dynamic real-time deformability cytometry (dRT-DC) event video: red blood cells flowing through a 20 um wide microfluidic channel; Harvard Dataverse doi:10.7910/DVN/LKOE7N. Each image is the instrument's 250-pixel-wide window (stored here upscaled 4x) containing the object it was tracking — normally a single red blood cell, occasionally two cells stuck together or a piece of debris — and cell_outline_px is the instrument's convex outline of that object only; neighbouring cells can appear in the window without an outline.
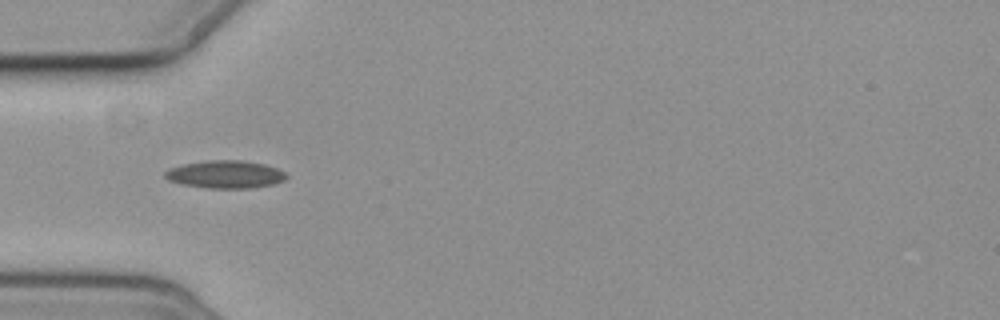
{"species": "common noctule bat (a hibernating species)", "species_latin": "Nyctalus noctula", "temperature_condition": "cold", "stored_images_in_passage": 9, "camera_frame_rate_fps": 3000, "um_per_image_px": 0.085, "animal": {"sex": "female", "body_mass_g": 19.3, "forearm_length_mm": 54.1}, "frame": {"image": 1, "passage_image": 6, "time_ms": 6.0, "image_size_px": [1000, 320], "cell_outline_px": [[288, 176], [284, 180], [272, 184], [252, 188], [208, 188], [180, 184], [168, 180], [164, 176], [164, 172], [168, 168], [184, 164], [208, 160], [244, 160], [264, 164], [276, 168], [284, 172]], "centroid_in_image_um": [19.12, 14.82], "position_along_channel_um": 65.9, "area_um2": 19.65}}
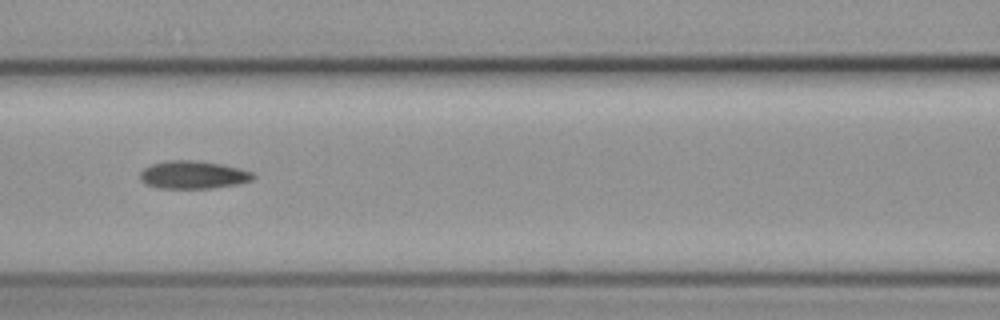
{"frame": {"image": 2, "passage_image": 8, "time_ms": 8.333, "image_size_px": [1000, 320], "cell_outline_px": [[256, 176], [252, 180], [236, 184], [212, 188], [160, 188], [144, 184], [140, 180], [140, 172], [144, 168], [152, 164], [168, 160], [196, 160], [220, 164], [240, 168], [252, 172]], "centroid_in_image_um": [16.4, 14.86], "position_along_channel_um": 150.2, "area_um2": 18.38}}
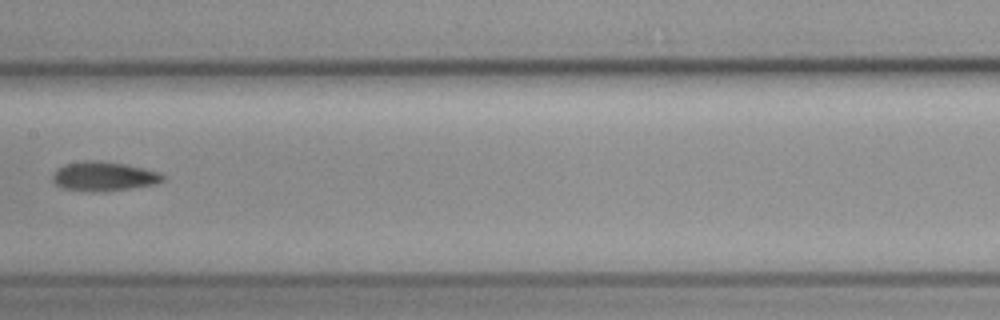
{"frame": {"image": 3, "passage_image": 9, "time_ms": 9.667, "image_size_px": [1000, 320], "cell_outline_px": [[164, 180], [156, 184], [128, 188], [64, 188], [56, 184], [52, 180], [52, 176], [56, 168], [64, 164], [84, 160], [100, 160], [124, 164], [144, 168], [160, 172], [164, 176]], "centroid_in_image_um": [8.84, 14.91], "position_along_channel_um": 198.6, "area_um2": 17.86}}